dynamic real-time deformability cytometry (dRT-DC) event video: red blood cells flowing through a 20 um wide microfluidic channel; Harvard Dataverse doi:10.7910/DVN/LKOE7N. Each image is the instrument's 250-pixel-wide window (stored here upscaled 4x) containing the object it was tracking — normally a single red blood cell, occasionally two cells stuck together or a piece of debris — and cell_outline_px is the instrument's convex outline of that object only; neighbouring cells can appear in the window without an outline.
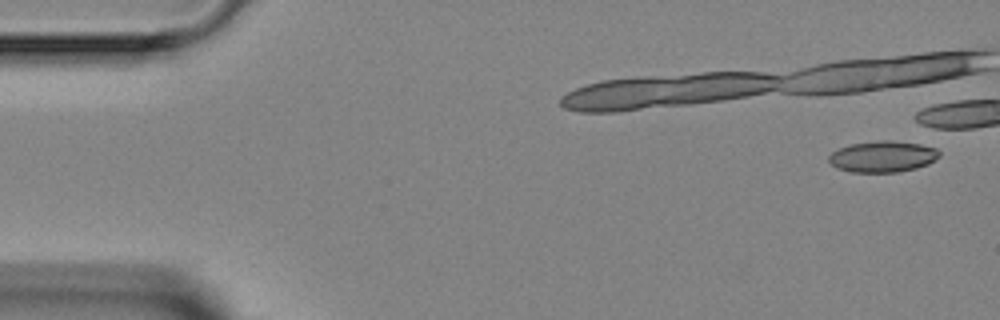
{"species": "Egyptian fruit bat (a non-hibernating species)", "species_latin": "Rousettus aegyptiacus", "temperature_condition": "room temperature", "stored_images_in_passage": 4, "camera_frame_rate_fps": 3000, "um_per_image_px": 0.085, "animal": {"sex": "female"}, "frame": {"image": 1, "passage_image": 1, "time_ms": 0.0, "image_size_px": [1000, 320], "cell_outline_px": [[940, 156], [928, 164], [916, 168], [896, 172], [848, 172], [836, 168], [828, 160], [828, 156], [832, 152], [840, 148], [852, 144], [880, 140], [892, 140], [920, 144], [936, 148], [940, 152]], "centroid_in_image_um": [75.03, 13.31], "position_along_channel_um": 10.0, "area_um2": 20.11}}